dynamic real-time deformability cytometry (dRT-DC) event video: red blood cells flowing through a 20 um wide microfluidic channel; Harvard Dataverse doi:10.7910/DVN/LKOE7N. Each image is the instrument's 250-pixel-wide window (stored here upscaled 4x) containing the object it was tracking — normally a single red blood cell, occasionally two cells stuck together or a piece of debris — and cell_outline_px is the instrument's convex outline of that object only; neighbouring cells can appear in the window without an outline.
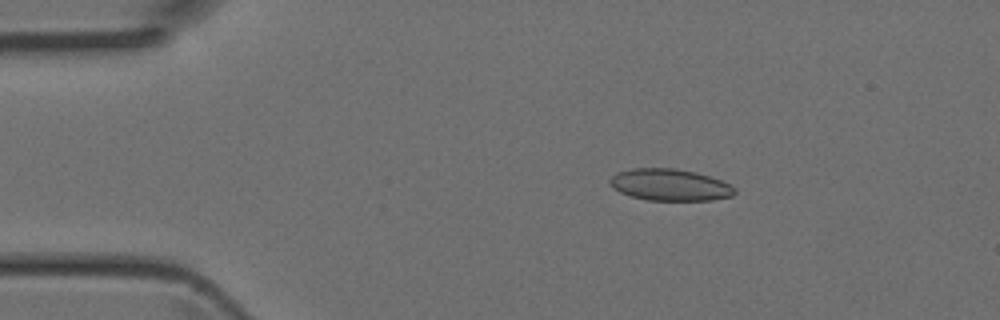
{"species": "Egyptian fruit bat (a non-hibernating species)", "species_latin": "Rousettus aegyptiacus", "temperature_condition": "room temperature", "stored_images_in_passage": 5, "camera_frame_rate_fps": 3000, "um_per_image_px": 0.085, "animal": {"sex": "female"}, "frame": {"image": 1, "passage_image": 3, "time_ms": 0.667, "image_size_px": [1000, 320], "cell_outline_px": [[736, 192], [732, 196], [712, 200], [648, 200], [632, 196], [620, 192], [612, 188], [608, 180], [616, 172], [632, 168], [676, 168], [696, 172], [720, 180], [736, 188]], "centroid_in_image_um": [56.92, 15.7], "position_along_channel_um": 28.1, "area_um2": 23.12}}
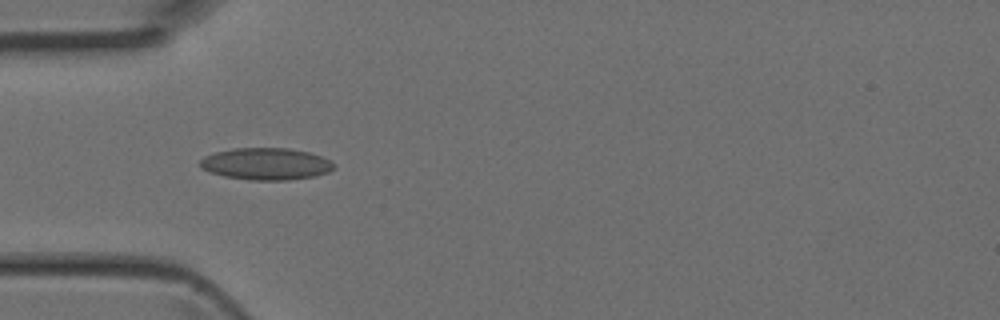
{"frame": {"image": 2, "passage_image": 5, "time_ms": 1.333, "image_size_px": [1000, 320], "cell_outline_px": [[336, 168], [328, 172], [312, 176], [288, 180], [248, 180], [224, 176], [200, 168], [200, 160], [204, 156], [216, 152], [232, 148], [288, 148], [308, 152], [320, 156], [336, 164]], "centroid_in_image_um": [22.6, 13.93], "position_along_channel_um": 62.4, "area_um2": 24.85}}